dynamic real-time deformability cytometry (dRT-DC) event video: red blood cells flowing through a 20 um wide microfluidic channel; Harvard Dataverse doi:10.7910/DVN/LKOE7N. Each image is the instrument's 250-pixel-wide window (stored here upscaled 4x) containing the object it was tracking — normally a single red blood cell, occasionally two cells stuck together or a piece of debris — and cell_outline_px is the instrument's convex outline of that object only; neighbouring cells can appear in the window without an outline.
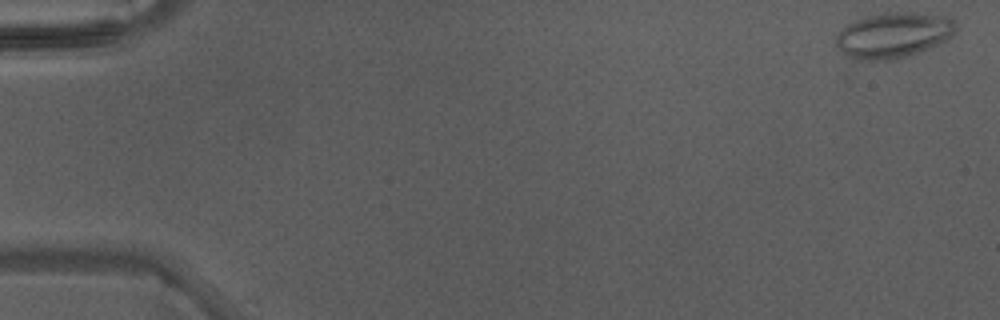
{"species": "Egyptian fruit bat (a non-hibernating species)", "species_latin": "Rousettus aegyptiacus", "temperature_condition": "warm", "stored_images_in_passage": 5, "camera_frame_rate_fps": 3000, "um_per_image_px": 0.085, "animal": {"sex": "male"}, "frame": {"image": 1, "passage_image": 1, "time_ms": 0.0, "image_size_px": [1000, 320], "cell_outline_px": [[956, 32], [948, 40], [940, 44], [920, 52], [908, 56], [888, 60], [856, 60], [848, 56], [836, 44], [836, 36], [848, 24], [864, 16], [888, 12], [916, 12], [948, 16], [956, 24]], "centroid_in_image_um": [76.0, 2.98], "position_along_channel_um": 9.0, "area_um2": 31.91}}